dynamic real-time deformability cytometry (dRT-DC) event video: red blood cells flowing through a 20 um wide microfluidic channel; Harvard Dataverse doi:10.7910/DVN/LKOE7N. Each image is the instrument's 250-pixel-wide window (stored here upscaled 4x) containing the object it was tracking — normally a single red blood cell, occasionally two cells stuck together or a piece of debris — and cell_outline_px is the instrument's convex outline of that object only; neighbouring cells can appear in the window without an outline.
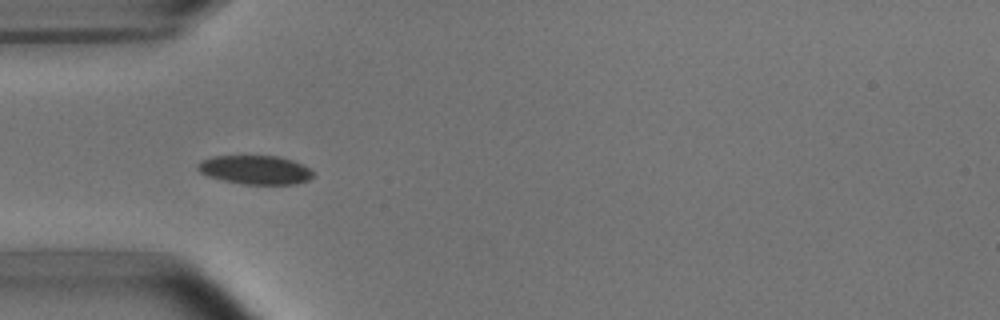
{"species": "common noctule bat (a hibernating species)", "species_latin": "Nyctalus noctula", "temperature_condition": "room temperature", "stored_images_in_passage": 29, "camera_frame_rate_fps": 3000, "um_per_image_px": 0.085, "animal": {"sex": "male", "body_mass_g": 15.6}, "frame": {"image": 1, "passage_image": 5, "time_ms": 1.333, "image_size_px": [1000, 320], "cell_outline_px": [[312, 176], [308, 180], [296, 184], [244, 184], [224, 180], [208, 176], [200, 172], [196, 168], [196, 164], [200, 160], [212, 156], [276, 156], [292, 160], [308, 168], [312, 172]], "centroid_in_image_um": [21.64, 14.43], "position_along_channel_um": 63.4, "area_um2": 19.25}}
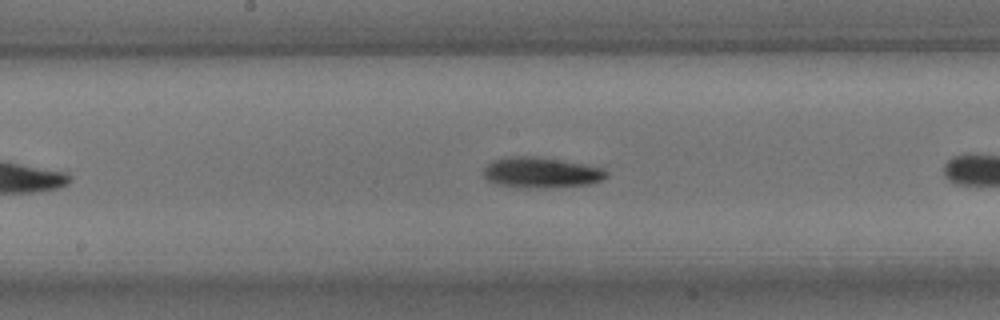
{"frame": {"image": 2, "passage_image": 13, "time_ms": 4.0, "image_size_px": [1000, 320], "cell_outline_px": [[608, 176], [604, 180], [588, 184], [556, 188], [520, 188], [496, 184], [488, 180], [484, 176], [484, 168], [492, 160], [504, 156], [532, 156], [560, 160], [584, 164], [604, 168], [608, 172]], "centroid_in_image_um": [46.01, 14.68], "position_along_channel_um": 202.2, "area_um2": 22.31}}